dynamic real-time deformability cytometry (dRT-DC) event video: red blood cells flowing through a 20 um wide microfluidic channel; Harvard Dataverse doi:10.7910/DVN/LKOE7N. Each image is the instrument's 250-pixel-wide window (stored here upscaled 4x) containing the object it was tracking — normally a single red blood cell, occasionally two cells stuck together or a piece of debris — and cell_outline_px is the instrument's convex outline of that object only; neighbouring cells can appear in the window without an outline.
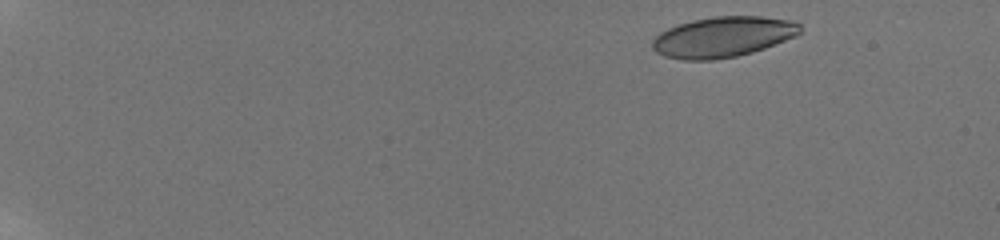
{"species": "human", "species_latin": "Homo sapiens", "temperature_condition": "room temperature", "stored_images_in_passage": 39, "camera_frame_rate_fps": 3000, "um_per_image_px": 0.085, "donor": {"sex": "male"}, "frame": {"image": 1, "passage_image": 3, "time_ms": 1.0, "image_size_px": [1000, 240], "cell_outline_px": [[800, 32], [796, 36], [764, 48], [752, 52], [736, 56], [712, 60], [684, 60], [664, 56], [656, 52], [652, 48], [652, 40], [660, 32], [668, 28], [692, 20], [716, 16], [760, 16], [792, 20], [800, 24]], "centroid_in_image_um": [61.44, 3.14], "position_along_channel_um": 23.6, "area_um2": 34.8}}
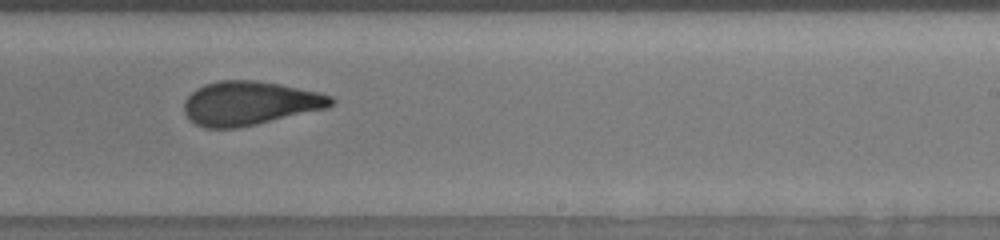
{"frame": {"image": 2, "passage_image": 24, "time_ms": 11.667, "image_size_px": [1000, 240], "cell_outline_px": [[336, 100], [328, 108], [256, 124], [236, 128], [204, 128], [188, 120], [184, 112], [184, 100], [196, 88], [204, 84], [220, 80], [256, 80], [316, 92], [332, 96]], "centroid_in_image_um": [21.17, 8.78], "position_along_channel_um": 267.8, "area_um2": 37.45}}
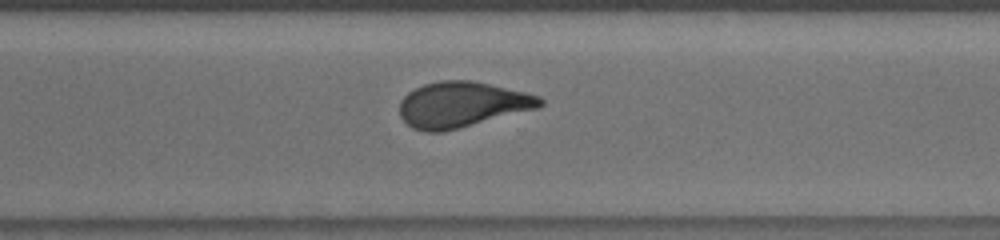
{"frame": {"image": 3, "passage_image": 29, "time_ms": 13.333, "image_size_px": [1000, 240], "cell_outline_px": [[544, 104], [540, 108], [460, 128], [440, 132], [424, 132], [412, 128], [400, 116], [400, 100], [408, 92], [424, 84], [440, 80], [468, 80], [488, 84], [524, 92], [540, 96], [544, 100]], "centroid_in_image_um": [39.28, 8.9], "position_along_channel_um": 331.3, "area_um2": 37.34}, "authors_computed_cell_mechanics": {"area_um2": 37.1076, "velocity_mm_per_s": 3.8227, "shape_relaxation_time_tau1_ms": 7.0295, "shape_relaxation_time_tau2_ms": 1.5332, "deformation_change_tau1": 0.206, "deformation_change_tau2": 0.093}}